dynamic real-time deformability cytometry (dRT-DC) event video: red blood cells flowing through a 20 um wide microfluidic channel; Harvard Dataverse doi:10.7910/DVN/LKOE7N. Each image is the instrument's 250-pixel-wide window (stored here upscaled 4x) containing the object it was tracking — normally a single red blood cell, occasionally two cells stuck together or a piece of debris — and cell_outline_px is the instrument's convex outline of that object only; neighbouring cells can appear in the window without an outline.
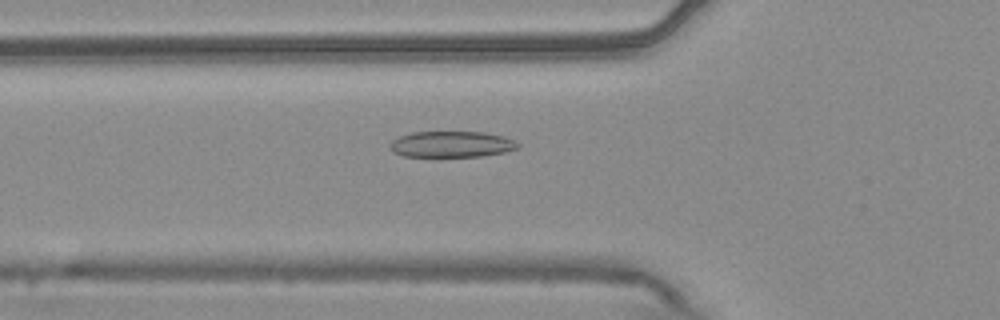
{"species": "common noctule bat (a hibernating species)", "species_latin": "Nyctalus noctula", "temperature_condition": "warm", "stored_images_in_passage": 43, "camera_frame_rate_fps": 3000, "um_per_image_px": 0.085, "animal": {"sex": "male", "body_mass_g": 20.4}, "frame": {"image": 1, "passage_image": 8, "time_ms": 2.333, "image_size_px": [1000, 320], "cell_outline_px": [[520, 148], [504, 152], [480, 156], [404, 156], [392, 152], [388, 148], [388, 144], [392, 140], [400, 136], [412, 132], [484, 132], [504, 136], [516, 140], [520, 144]], "centroid_in_image_um": [38.38, 12.25], "position_along_channel_um": 87.4, "area_um2": 19.59}}
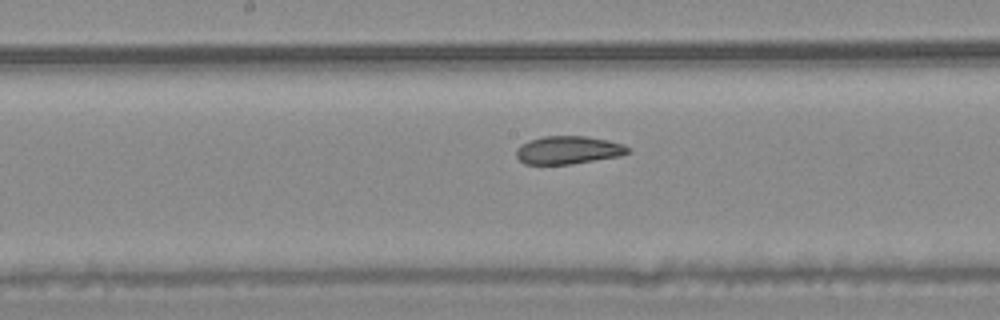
{"frame": {"image": 2, "passage_image": 17, "time_ms": 5.333, "image_size_px": [1000, 320], "cell_outline_px": [[632, 152], [620, 156], [572, 164], [524, 164], [516, 156], [516, 148], [532, 140], [544, 136], [584, 136], [608, 140], [624, 144], [632, 148]], "centroid_in_image_um": [48.37, 12.76], "position_along_channel_um": 199.8, "area_um2": 18.26}}
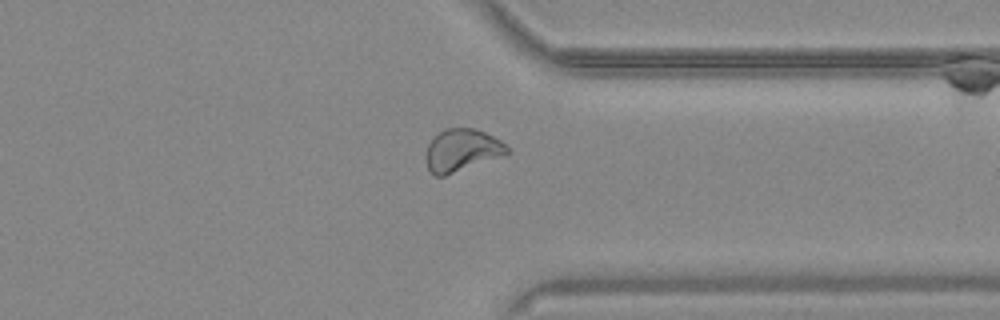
{"frame": {"image": 3, "passage_image": 31, "time_ms": 10.0, "image_size_px": [1000, 320], "cell_outline_px": [[512, 152], [504, 156], [444, 176], [436, 176], [428, 168], [428, 144], [444, 128], [472, 128], [484, 132], [500, 140]], "centroid_in_image_um": [39.32, 12.77], "position_along_channel_um": 372.1, "area_um2": 19.71}, "authors_computed_cell_mechanics": {"area_um2": 19.7098, "velocity_mm_per_s": 3.7372, "shape_relaxation_time_tau1_ms": 8.2448, "shape_relaxation_time_tau2_ms": 2.5996, "deformation_change_tau1": 0.184, "deformation_change_tau2": 0.0707}}